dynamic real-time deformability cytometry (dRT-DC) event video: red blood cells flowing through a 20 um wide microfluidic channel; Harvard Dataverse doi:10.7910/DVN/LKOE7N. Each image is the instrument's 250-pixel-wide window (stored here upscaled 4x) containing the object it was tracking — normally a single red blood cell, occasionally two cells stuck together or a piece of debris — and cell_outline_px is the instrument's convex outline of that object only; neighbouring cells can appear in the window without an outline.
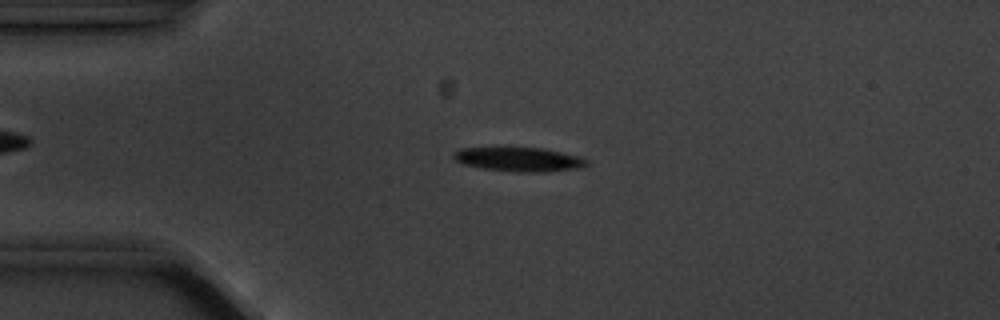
{"species": "common noctule bat (a hibernating species)", "species_latin": "Nyctalus noctula", "temperature_condition": "cold", "stored_images_in_passage": 3, "camera_frame_rate_fps": 3000, "um_per_image_px": 0.085, "animal": {"sex": "male", "body_mass_g": 20.1, "forearm_length_mm": 53.5}, "frame": {"image": 1, "passage_image": 2, "time_ms": 1.333, "image_size_px": [1000, 320], "cell_outline_px": [[588, 164], [580, 168], [536, 172], [516, 172], [484, 168], [464, 164], [456, 160], [452, 156], [460, 148], [544, 148], [580, 156], [588, 160]], "centroid_in_image_um": [44.16, 13.54], "position_along_channel_um": 40.8, "area_um2": 18.44}}